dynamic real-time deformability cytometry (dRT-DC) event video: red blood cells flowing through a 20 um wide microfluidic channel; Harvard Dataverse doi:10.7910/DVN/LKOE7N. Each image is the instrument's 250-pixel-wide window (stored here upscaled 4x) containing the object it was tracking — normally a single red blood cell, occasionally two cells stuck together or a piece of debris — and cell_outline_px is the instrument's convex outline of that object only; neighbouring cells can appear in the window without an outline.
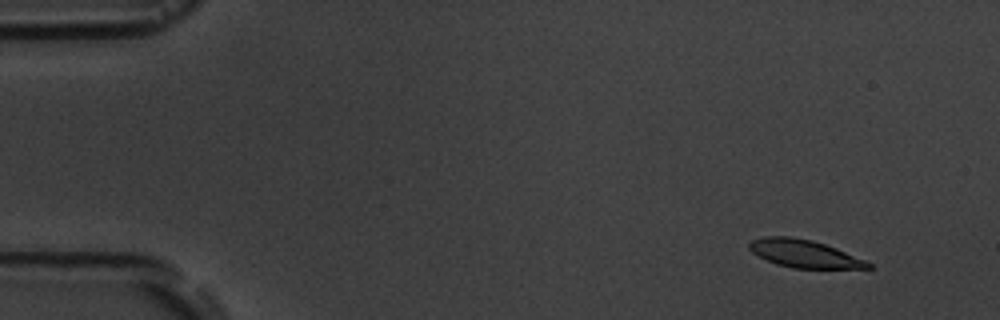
{"species": "common noctule bat (a hibernating species)", "species_latin": "Nyctalus noctula", "temperature_condition": "room temperature", "stored_images_in_passage": 4, "camera_frame_rate_fps": 3000, "um_per_image_px": 0.085, "animal": {"sex": "male", "body_mass_g": 19.5, "forearm_length_mm": 54.6}, "frame": {"image": 1, "passage_image": 1, "time_ms": 0.0, "image_size_px": [1000, 320], "cell_outline_px": [[872, 268], [792, 268], [776, 264], [752, 252], [748, 248], [748, 244], [752, 240], [764, 236], [792, 236], [812, 240], [836, 248], [864, 260], [872, 264]], "centroid_in_image_um": [68.32, 21.55], "position_along_channel_um": 16.7, "area_um2": 19.02}}